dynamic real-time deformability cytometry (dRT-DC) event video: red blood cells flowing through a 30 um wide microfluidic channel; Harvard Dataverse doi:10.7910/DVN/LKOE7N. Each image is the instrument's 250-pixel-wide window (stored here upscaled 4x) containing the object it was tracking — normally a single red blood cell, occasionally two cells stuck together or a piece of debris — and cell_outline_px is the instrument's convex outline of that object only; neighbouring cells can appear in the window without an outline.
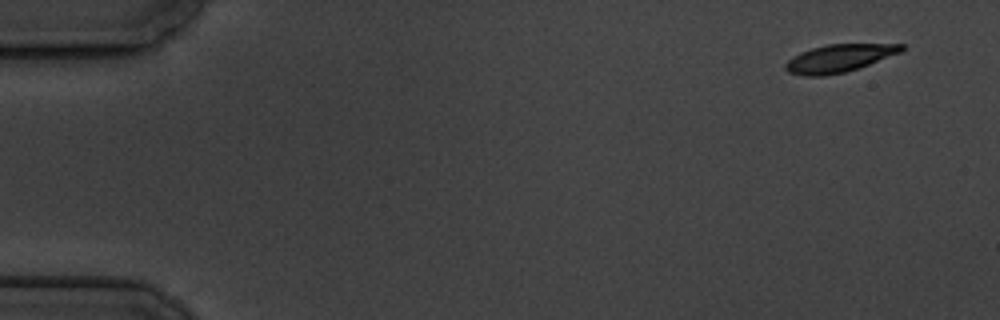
{"species": "common noctule bat (a hibernating species)", "species_latin": "Nyctalus noctula", "temperature_condition": "cold", "stored_images_in_passage": 5, "camera_frame_rate_fps": 3000, "um_per_image_px": 0.085, "animal": {"sex": "male", "body_mass_g": 19.5, "forearm_length_mm": 54.6}, "frame": {"image": 1, "passage_image": 1, "time_ms": 0.0, "image_size_px": [1000, 320], "cell_outline_px": [[904, 48], [900, 52], [860, 68], [844, 72], [824, 76], [804, 76], [788, 72], [784, 68], [784, 64], [792, 56], [800, 52], [812, 48], [828, 44], [904, 44]], "centroid_in_image_um": [71.28, 4.96], "position_along_channel_um": 13.7, "area_um2": 18.73}}